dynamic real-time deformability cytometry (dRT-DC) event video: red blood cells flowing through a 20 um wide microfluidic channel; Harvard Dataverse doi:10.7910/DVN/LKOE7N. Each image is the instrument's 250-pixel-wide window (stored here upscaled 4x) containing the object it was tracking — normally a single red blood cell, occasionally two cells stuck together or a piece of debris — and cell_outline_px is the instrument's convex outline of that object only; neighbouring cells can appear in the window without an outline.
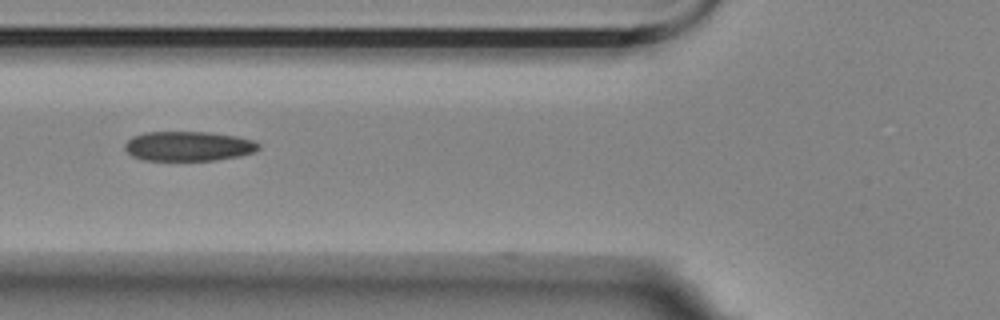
{"species": "Egyptian fruit bat (a non-hibernating species)", "species_latin": "Rousettus aegyptiacus", "temperature_condition": "room temperature", "stored_images_in_passage": 4, "camera_frame_rate_fps": 3000, "um_per_image_px": 0.085, "animal": {"sex": "female"}, "frame": {"image": 1, "passage_image": 3, "time_ms": 0.667, "image_size_px": [1000, 320], "cell_outline_px": [[260, 148], [256, 152], [240, 156], [216, 160], [144, 160], [132, 156], [124, 148], [124, 144], [132, 136], [144, 132], [208, 132], [236, 136], [252, 140], [260, 144]], "centroid_in_image_um": [16.02, 12.42], "position_along_channel_um": 109.8, "area_um2": 23.24}}